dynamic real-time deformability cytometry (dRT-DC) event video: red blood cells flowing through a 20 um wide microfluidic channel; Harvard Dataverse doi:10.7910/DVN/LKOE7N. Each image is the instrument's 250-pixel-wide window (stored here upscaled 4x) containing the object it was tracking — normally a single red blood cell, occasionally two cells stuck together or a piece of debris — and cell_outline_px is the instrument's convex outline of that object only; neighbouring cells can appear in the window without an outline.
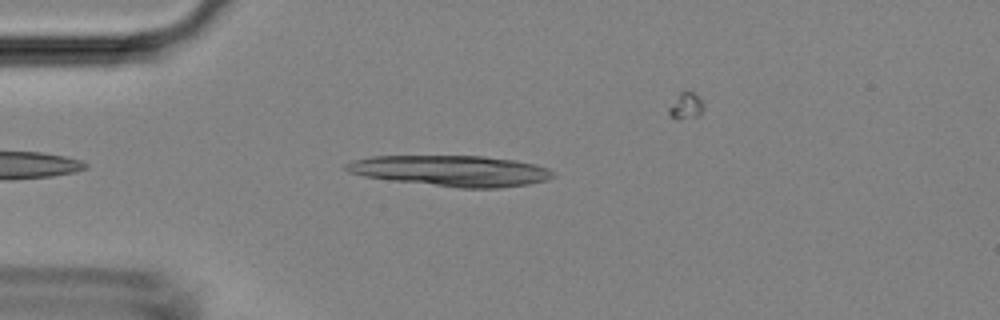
{"species": "Egyptian fruit bat (a non-hibernating species)", "species_latin": "Rousettus aegyptiacus", "temperature_condition": "room temperature", "stored_images_in_passage": 10, "camera_frame_rate_fps": 3000, "um_per_image_px": 0.085, "animal": {"sex": "female"}, "frame": {"image": 1, "passage_image": 4, "time_ms": 1.0, "image_size_px": [1000, 320], "cell_outline_px": [[556, 176], [548, 180], [528, 184], [500, 188], [460, 188], [392, 180], [364, 176], [348, 172], [344, 168], [344, 164], [352, 160], [372, 156], [484, 156], [516, 160], [536, 164], [548, 168]], "centroid_in_image_um": [38.37, 14.51], "position_along_channel_um": 46.6, "area_um2": 37.28}}